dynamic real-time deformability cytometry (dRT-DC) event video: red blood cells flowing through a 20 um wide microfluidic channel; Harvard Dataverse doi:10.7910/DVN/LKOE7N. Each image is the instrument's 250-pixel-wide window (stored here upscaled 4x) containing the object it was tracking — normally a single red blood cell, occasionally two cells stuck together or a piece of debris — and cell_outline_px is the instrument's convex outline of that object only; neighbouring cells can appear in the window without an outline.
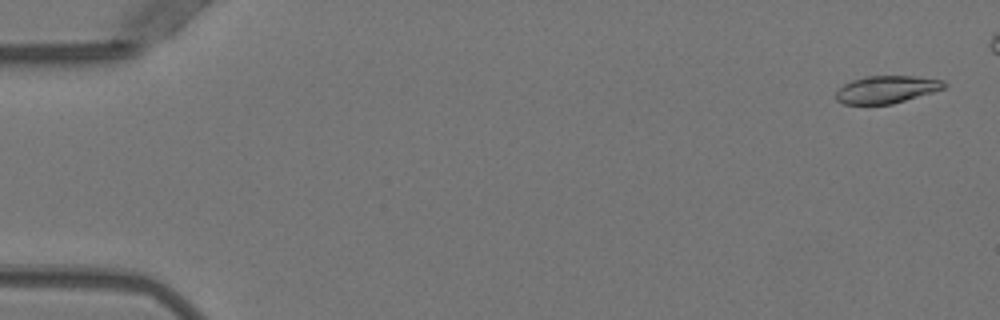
{"species": "Egyptian fruit bat (a non-hibernating species)", "species_latin": "Rousettus aegyptiacus", "temperature_condition": "warm", "stored_images_in_passage": 47, "camera_frame_rate_fps": 3000, "um_per_image_px": 0.085, "animal": {"sex": "female"}, "frame": {"image": 1, "passage_image": 2, "time_ms": 0.333, "image_size_px": [1000, 320], "cell_outline_px": [[948, 84], [944, 88], [932, 92], [892, 104], [844, 104], [836, 100], [836, 92], [844, 84], [852, 80], [864, 76], [912, 76], [944, 80]], "centroid_in_image_um": [75.35, 7.6], "position_along_channel_um": 9.6, "area_um2": 17.22}}
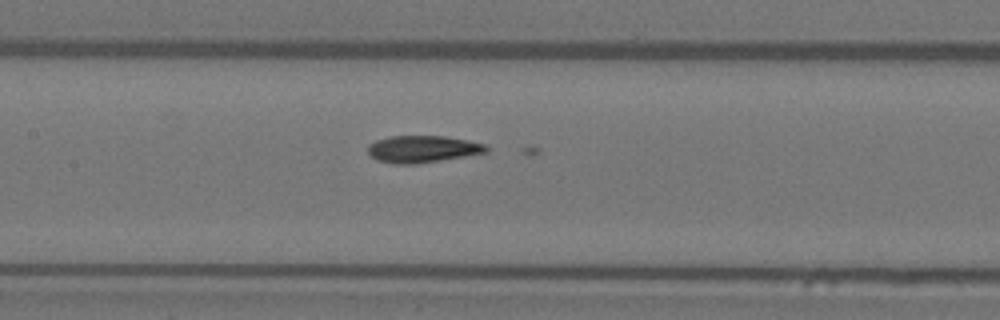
{"frame": {"image": 2, "passage_image": 25, "time_ms": 8.0, "image_size_px": [1000, 320], "cell_outline_px": [[488, 152], [416, 164], [396, 164], [376, 160], [368, 152], [368, 144], [376, 140], [392, 136], [444, 136], [468, 140], [484, 144], [488, 148]], "centroid_in_image_um": [35.9, 12.67], "position_along_channel_um": 171.5, "area_um2": 18.5}}
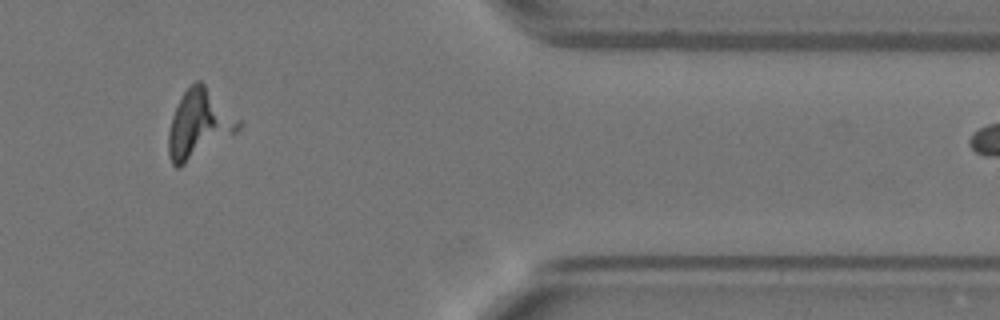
{"frame": {"image": 3, "passage_image": 44, "time_ms": 14.333, "image_size_px": [1000, 320], "cell_outline_px": [[244, 124], [236, 132], [180, 168], [176, 168], [172, 164], [168, 156], [168, 132], [172, 116], [184, 92], [196, 80], [200, 80], [244, 120]], "centroid_in_image_um": [16.96, 10.56], "position_along_channel_um": 394.4, "area_um2": 28.21}}